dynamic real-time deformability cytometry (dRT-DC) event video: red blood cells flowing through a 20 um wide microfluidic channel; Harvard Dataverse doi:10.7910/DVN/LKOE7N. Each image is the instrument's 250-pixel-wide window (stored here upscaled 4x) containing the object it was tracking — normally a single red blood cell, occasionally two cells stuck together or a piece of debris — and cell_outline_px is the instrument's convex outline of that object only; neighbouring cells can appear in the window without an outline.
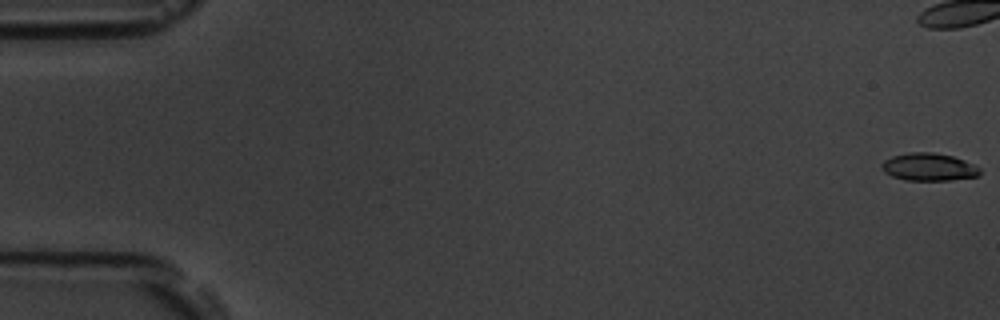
{"species": "common noctule bat (a hibernating species)", "species_latin": "Nyctalus noctula", "temperature_condition": "room temperature", "stored_images_in_passage": 57, "camera_frame_rate_fps": 3000, "um_per_image_px": 0.085, "animal": {"sex": "male", "body_mass_g": 19.5, "forearm_length_mm": 54.6}, "frame": {"image": 1, "passage_image": 1, "time_ms": 0.0, "image_size_px": [1000, 320], "cell_outline_px": [[980, 176], [952, 180], [904, 180], [892, 176], [884, 172], [880, 164], [884, 160], [892, 156], [908, 152], [932, 152], [952, 156], [964, 160], [980, 168]], "centroid_in_image_um": [78.93, 14.19], "position_along_channel_um": 6.1, "area_um2": 15.9}}
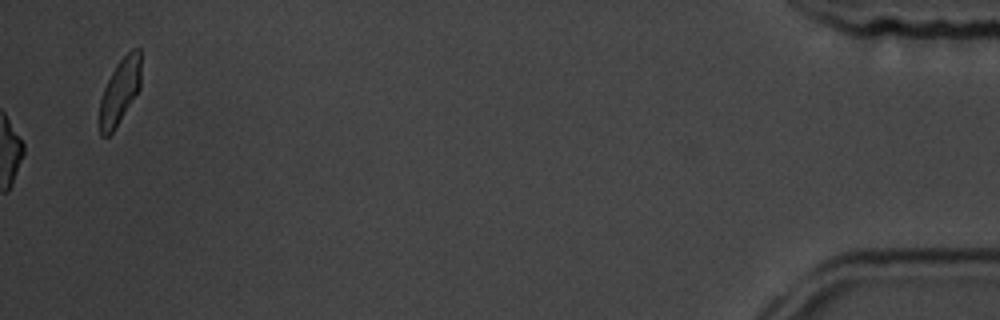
{"frame": {"image": 2, "passage_image": 57, "time_ms": 18.667, "image_size_px": [1000, 320], "cell_outline_px": [[140, 88], [120, 120], [112, 132], [108, 136], [100, 136], [100, 100], [104, 88], [116, 64], [132, 48], [140, 48]], "centroid_in_image_um": [10.19, 7.74], "position_along_channel_um": 425.0, "area_um2": 15.49}, "authors_computed_cell_mechanics": {"area_um2": 16.6464, "velocity_mm_per_s": 3.7149, "shape_relaxation_time_tau1_ms": 3.7623, "shape_relaxation_time_tau2_ms": 4.3259, "deformation_change_tau1": 0.1153, "deformation_change_tau2": 0.1085}}